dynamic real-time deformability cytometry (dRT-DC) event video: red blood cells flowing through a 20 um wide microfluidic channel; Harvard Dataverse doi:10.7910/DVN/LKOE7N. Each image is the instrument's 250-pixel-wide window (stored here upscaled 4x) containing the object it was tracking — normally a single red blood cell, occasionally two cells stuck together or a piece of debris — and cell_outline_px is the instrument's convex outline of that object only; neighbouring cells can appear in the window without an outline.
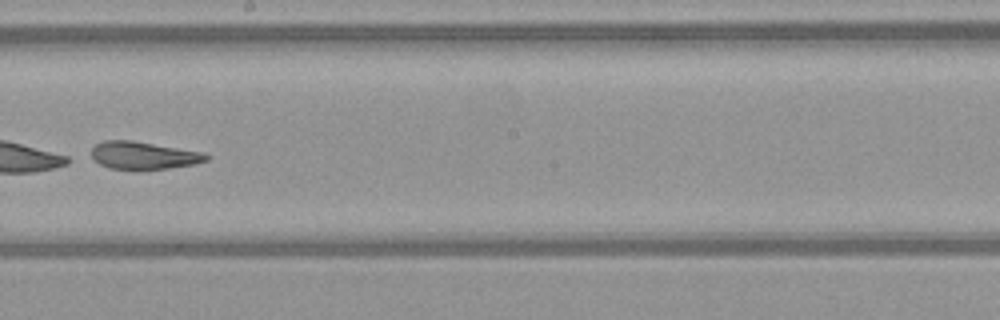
{"species": "common noctule bat (a hibernating species)", "species_latin": "Nyctalus noctula", "temperature_condition": "warm", "stored_images_in_passage": 36, "camera_frame_rate_fps": 3000, "um_per_image_px": 0.085, "animal": {"sex": "female", "body_mass_g": 21.9}, "frame": {"image": 1, "passage_image": 16, "time_ms": 5.0, "image_size_px": [1000, 320], "cell_outline_px": [[212, 156], [208, 160], [196, 164], [168, 168], [108, 168], [100, 164], [92, 156], [92, 148], [96, 144], [104, 140], [132, 140], [204, 152]], "centroid_in_image_um": [12.26, 13.19], "position_along_channel_um": 235.9, "area_um2": 18.26}}